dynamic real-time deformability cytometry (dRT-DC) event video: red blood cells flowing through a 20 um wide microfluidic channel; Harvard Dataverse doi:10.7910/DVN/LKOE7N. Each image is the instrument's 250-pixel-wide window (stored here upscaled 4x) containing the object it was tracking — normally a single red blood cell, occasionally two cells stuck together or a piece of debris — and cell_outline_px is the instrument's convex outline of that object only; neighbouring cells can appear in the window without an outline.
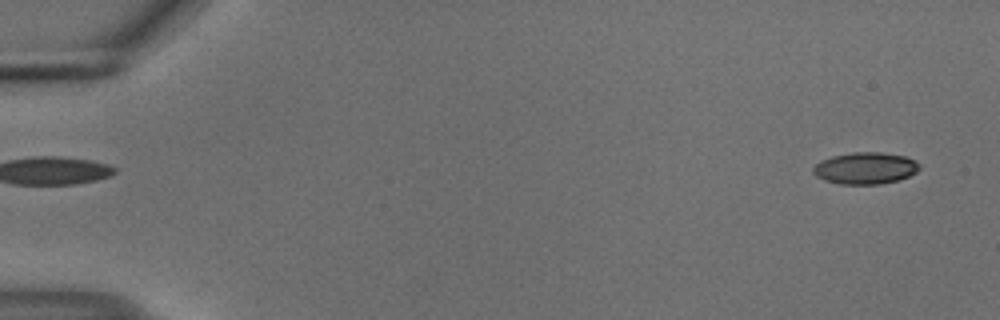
{"species": "common noctule bat (a hibernating species)", "species_latin": "Nyctalus noctula", "temperature_condition": "cold", "stored_images_in_passage": 6, "segment_of_instrument_passage": [2, 2], "camera_frame_rate_fps": 3000, "um_per_image_px": 0.085, "animal": {"sex": "male", "body_mass_g": 18.8}, "frame": {"image": 1, "passage_image": 6, "time_ms": 1.667, "image_size_px": [1000, 320], "cell_outline_px": [[920, 168], [916, 172], [900, 180], [880, 184], [840, 184], [824, 180], [816, 176], [812, 172], [812, 168], [820, 160], [832, 156], [852, 152], [880, 152], [904, 156], [916, 160], [920, 164]], "centroid_in_image_um": [73.55, 14.29], "position_along_channel_um": 11.5, "area_um2": 19.83}}